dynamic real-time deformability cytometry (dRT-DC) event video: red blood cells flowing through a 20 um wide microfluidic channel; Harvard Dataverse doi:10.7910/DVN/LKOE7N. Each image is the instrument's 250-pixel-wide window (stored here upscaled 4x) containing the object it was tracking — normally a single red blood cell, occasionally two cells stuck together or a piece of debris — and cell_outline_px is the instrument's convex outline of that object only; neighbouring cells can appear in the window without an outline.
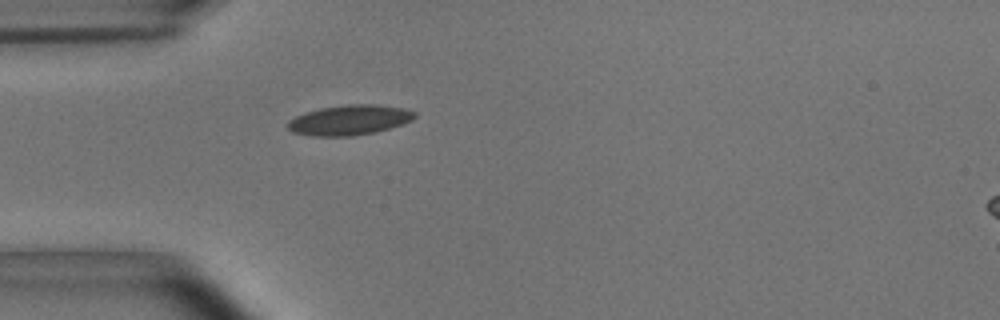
{"species": "common noctule bat (a hibernating species)", "species_latin": "Nyctalus noctula", "temperature_condition": "room temperature", "stored_images_in_passage": 39, "camera_frame_rate_fps": 3000, "um_per_image_px": 0.085, "animal": {"sex": "male", "body_mass_g": 15.6}, "frame": {"image": 1, "passage_image": 1, "time_ms": 0.0, "image_size_px": [1000, 320], "cell_outline_px": [[416, 116], [412, 120], [376, 132], [352, 136], [312, 136], [292, 132], [288, 128], [288, 120], [296, 116], [320, 108], [348, 104], [376, 104], [404, 108], [416, 112]], "centroid_in_image_um": [29.7, 10.2], "position_along_channel_um": 55.3, "area_um2": 22.14}}
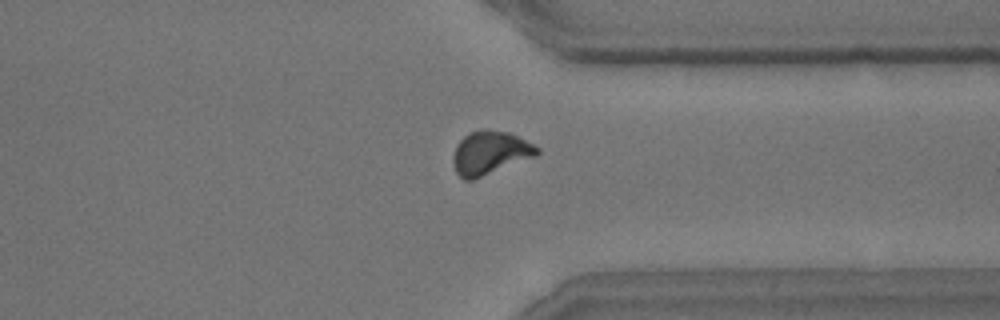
{"frame": {"image": 2, "passage_image": 27, "time_ms": 8.667, "image_size_px": [1000, 320], "cell_outline_px": [[540, 152], [536, 156], [472, 180], [464, 180], [456, 172], [452, 164], [452, 156], [456, 144], [468, 132], [484, 128], [508, 132], [540, 148]], "centroid_in_image_um": [41.61, 12.98], "position_along_channel_um": 369.8, "area_um2": 21.33}}
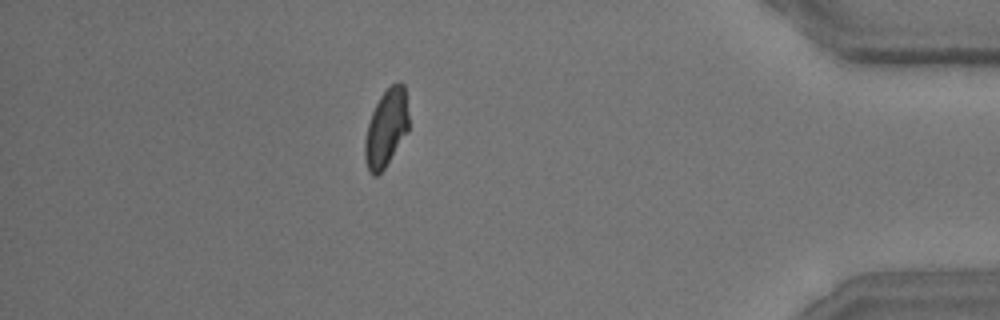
{"frame": {"image": 3, "passage_image": 33, "time_ms": 10.667, "image_size_px": [1000, 320], "cell_outline_px": [[408, 132], [384, 168], [376, 176], [372, 176], [368, 172], [364, 156], [364, 140], [368, 124], [372, 112], [380, 96], [392, 84], [404, 84], [408, 116]], "centroid_in_image_um": [32.81, 10.93], "position_along_channel_um": 402.4, "area_um2": 19.59}, "authors_computed_cell_mechanics": {"area_um2": 20.6346, "velocity_mm_per_s": 3.6997, "shape_relaxation_time_tau1_ms": 8.8989, "shape_relaxation_time_tau2_ms": 1.5078, "deformation_change_tau1": 0.172, "deformation_change_tau2": 0.0759}}